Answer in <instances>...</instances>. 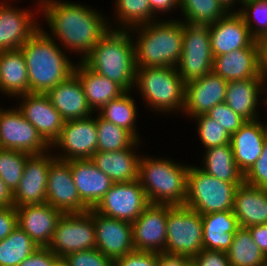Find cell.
I'll return each instance as SVG.
<instances>
[{"instance_id": "cell-1", "label": "cell", "mask_w": 267, "mask_h": 266, "mask_svg": "<svg viewBox=\"0 0 267 266\" xmlns=\"http://www.w3.org/2000/svg\"><path fill=\"white\" fill-rule=\"evenodd\" d=\"M41 1L51 32L69 49L84 53L83 59L110 28L100 13L83 4L59 0Z\"/></svg>"}, {"instance_id": "cell-2", "label": "cell", "mask_w": 267, "mask_h": 266, "mask_svg": "<svg viewBox=\"0 0 267 266\" xmlns=\"http://www.w3.org/2000/svg\"><path fill=\"white\" fill-rule=\"evenodd\" d=\"M20 49L26 61L29 93H46L74 73V63L42 28Z\"/></svg>"}, {"instance_id": "cell-3", "label": "cell", "mask_w": 267, "mask_h": 266, "mask_svg": "<svg viewBox=\"0 0 267 266\" xmlns=\"http://www.w3.org/2000/svg\"><path fill=\"white\" fill-rule=\"evenodd\" d=\"M130 37L126 29L108 30L81 61L95 73L130 91L135 84L137 68Z\"/></svg>"}, {"instance_id": "cell-4", "label": "cell", "mask_w": 267, "mask_h": 266, "mask_svg": "<svg viewBox=\"0 0 267 266\" xmlns=\"http://www.w3.org/2000/svg\"><path fill=\"white\" fill-rule=\"evenodd\" d=\"M180 21H158L137 26L140 29L137 44L134 41L137 68H177L183 48V22Z\"/></svg>"}, {"instance_id": "cell-5", "label": "cell", "mask_w": 267, "mask_h": 266, "mask_svg": "<svg viewBox=\"0 0 267 266\" xmlns=\"http://www.w3.org/2000/svg\"><path fill=\"white\" fill-rule=\"evenodd\" d=\"M189 166L171 160L140 158L138 180L151 204L184 205Z\"/></svg>"}, {"instance_id": "cell-6", "label": "cell", "mask_w": 267, "mask_h": 266, "mask_svg": "<svg viewBox=\"0 0 267 266\" xmlns=\"http://www.w3.org/2000/svg\"><path fill=\"white\" fill-rule=\"evenodd\" d=\"M135 83L146 103L148 102L147 105L156 111H174L176 108L184 110L185 83L177 68H136Z\"/></svg>"}, {"instance_id": "cell-7", "label": "cell", "mask_w": 267, "mask_h": 266, "mask_svg": "<svg viewBox=\"0 0 267 266\" xmlns=\"http://www.w3.org/2000/svg\"><path fill=\"white\" fill-rule=\"evenodd\" d=\"M242 183L219 180L197 167H189L185 206L200 215L233 210L234 195Z\"/></svg>"}, {"instance_id": "cell-8", "label": "cell", "mask_w": 267, "mask_h": 266, "mask_svg": "<svg viewBox=\"0 0 267 266\" xmlns=\"http://www.w3.org/2000/svg\"><path fill=\"white\" fill-rule=\"evenodd\" d=\"M203 249L201 215L185 205L171 206L167 212L165 251L194 257Z\"/></svg>"}, {"instance_id": "cell-9", "label": "cell", "mask_w": 267, "mask_h": 266, "mask_svg": "<svg viewBox=\"0 0 267 266\" xmlns=\"http://www.w3.org/2000/svg\"><path fill=\"white\" fill-rule=\"evenodd\" d=\"M213 58L209 25L183 22V48L177 71L184 83L211 73Z\"/></svg>"}, {"instance_id": "cell-10", "label": "cell", "mask_w": 267, "mask_h": 266, "mask_svg": "<svg viewBox=\"0 0 267 266\" xmlns=\"http://www.w3.org/2000/svg\"><path fill=\"white\" fill-rule=\"evenodd\" d=\"M48 248L59 258L72 252L96 248L93 209L85 213L62 214Z\"/></svg>"}, {"instance_id": "cell-11", "label": "cell", "mask_w": 267, "mask_h": 266, "mask_svg": "<svg viewBox=\"0 0 267 266\" xmlns=\"http://www.w3.org/2000/svg\"><path fill=\"white\" fill-rule=\"evenodd\" d=\"M149 204L146 192L137 179L114 183L94 210L103 216L133 223Z\"/></svg>"}, {"instance_id": "cell-12", "label": "cell", "mask_w": 267, "mask_h": 266, "mask_svg": "<svg viewBox=\"0 0 267 266\" xmlns=\"http://www.w3.org/2000/svg\"><path fill=\"white\" fill-rule=\"evenodd\" d=\"M0 148L42 154L46 153L50 145L18 109H1Z\"/></svg>"}, {"instance_id": "cell-13", "label": "cell", "mask_w": 267, "mask_h": 266, "mask_svg": "<svg viewBox=\"0 0 267 266\" xmlns=\"http://www.w3.org/2000/svg\"><path fill=\"white\" fill-rule=\"evenodd\" d=\"M46 203L63 214L85 213L90 209L81 200L73 182L70 160L55 159L48 172Z\"/></svg>"}, {"instance_id": "cell-14", "label": "cell", "mask_w": 267, "mask_h": 266, "mask_svg": "<svg viewBox=\"0 0 267 266\" xmlns=\"http://www.w3.org/2000/svg\"><path fill=\"white\" fill-rule=\"evenodd\" d=\"M98 132L96 118L68 120L64 122L59 137L53 142L56 147H61L62 154L57 159L69 161L73 159H90L97 152ZM66 154V155H65Z\"/></svg>"}, {"instance_id": "cell-15", "label": "cell", "mask_w": 267, "mask_h": 266, "mask_svg": "<svg viewBox=\"0 0 267 266\" xmlns=\"http://www.w3.org/2000/svg\"><path fill=\"white\" fill-rule=\"evenodd\" d=\"M170 204H149L132 223L133 244L136 251L165 250L167 212Z\"/></svg>"}, {"instance_id": "cell-16", "label": "cell", "mask_w": 267, "mask_h": 266, "mask_svg": "<svg viewBox=\"0 0 267 266\" xmlns=\"http://www.w3.org/2000/svg\"><path fill=\"white\" fill-rule=\"evenodd\" d=\"M55 159L47 152L27 158L22 178L13 192L14 207L46 203L48 172Z\"/></svg>"}, {"instance_id": "cell-17", "label": "cell", "mask_w": 267, "mask_h": 266, "mask_svg": "<svg viewBox=\"0 0 267 266\" xmlns=\"http://www.w3.org/2000/svg\"><path fill=\"white\" fill-rule=\"evenodd\" d=\"M96 249L114 261L135 250L132 223L99 214L93 209Z\"/></svg>"}, {"instance_id": "cell-18", "label": "cell", "mask_w": 267, "mask_h": 266, "mask_svg": "<svg viewBox=\"0 0 267 266\" xmlns=\"http://www.w3.org/2000/svg\"><path fill=\"white\" fill-rule=\"evenodd\" d=\"M20 97L23 103L18 110L51 146L59 137L65 120L45 93H27Z\"/></svg>"}, {"instance_id": "cell-19", "label": "cell", "mask_w": 267, "mask_h": 266, "mask_svg": "<svg viewBox=\"0 0 267 266\" xmlns=\"http://www.w3.org/2000/svg\"><path fill=\"white\" fill-rule=\"evenodd\" d=\"M228 81L213 72L185 83L186 114L193 117L206 114L214 106L225 102Z\"/></svg>"}, {"instance_id": "cell-20", "label": "cell", "mask_w": 267, "mask_h": 266, "mask_svg": "<svg viewBox=\"0 0 267 266\" xmlns=\"http://www.w3.org/2000/svg\"><path fill=\"white\" fill-rule=\"evenodd\" d=\"M209 34L213 56L247 48L255 41L244 19L236 11L228 12L217 22L209 25Z\"/></svg>"}, {"instance_id": "cell-21", "label": "cell", "mask_w": 267, "mask_h": 266, "mask_svg": "<svg viewBox=\"0 0 267 266\" xmlns=\"http://www.w3.org/2000/svg\"><path fill=\"white\" fill-rule=\"evenodd\" d=\"M17 223L38 247H48L62 212L48 203L16 207Z\"/></svg>"}, {"instance_id": "cell-22", "label": "cell", "mask_w": 267, "mask_h": 266, "mask_svg": "<svg viewBox=\"0 0 267 266\" xmlns=\"http://www.w3.org/2000/svg\"><path fill=\"white\" fill-rule=\"evenodd\" d=\"M70 167L81 200L94 209L114 182L91 159L70 160Z\"/></svg>"}, {"instance_id": "cell-23", "label": "cell", "mask_w": 267, "mask_h": 266, "mask_svg": "<svg viewBox=\"0 0 267 266\" xmlns=\"http://www.w3.org/2000/svg\"><path fill=\"white\" fill-rule=\"evenodd\" d=\"M257 120L246 121L230 139L235 163L244 175L260 157L267 137V126Z\"/></svg>"}, {"instance_id": "cell-24", "label": "cell", "mask_w": 267, "mask_h": 266, "mask_svg": "<svg viewBox=\"0 0 267 266\" xmlns=\"http://www.w3.org/2000/svg\"><path fill=\"white\" fill-rule=\"evenodd\" d=\"M260 71L256 40L247 48L213 58L212 72L228 82L260 77Z\"/></svg>"}, {"instance_id": "cell-25", "label": "cell", "mask_w": 267, "mask_h": 266, "mask_svg": "<svg viewBox=\"0 0 267 266\" xmlns=\"http://www.w3.org/2000/svg\"><path fill=\"white\" fill-rule=\"evenodd\" d=\"M45 94L65 121L87 118L94 113L88 105L80 80L75 73Z\"/></svg>"}, {"instance_id": "cell-26", "label": "cell", "mask_w": 267, "mask_h": 266, "mask_svg": "<svg viewBox=\"0 0 267 266\" xmlns=\"http://www.w3.org/2000/svg\"><path fill=\"white\" fill-rule=\"evenodd\" d=\"M31 12L0 4V51L20 49L40 28ZM34 20V21H33Z\"/></svg>"}, {"instance_id": "cell-27", "label": "cell", "mask_w": 267, "mask_h": 266, "mask_svg": "<svg viewBox=\"0 0 267 266\" xmlns=\"http://www.w3.org/2000/svg\"><path fill=\"white\" fill-rule=\"evenodd\" d=\"M233 213L241 228L267 224V189L240 184L234 195Z\"/></svg>"}, {"instance_id": "cell-28", "label": "cell", "mask_w": 267, "mask_h": 266, "mask_svg": "<svg viewBox=\"0 0 267 266\" xmlns=\"http://www.w3.org/2000/svg\"><path fill=\"white\" fill-rule=\"evenodd\" d=\"M137 143L138 140L131 147L119 151H97L90 159L114 183L135 181L138 179L139 161L141 157H138L133 152V147L137 146Z\"/></svg>"}, {"instance_id": "cell-29", "label": "cell", "mask_w": 267, "mask_h": 266, "mask_svg": "<svg viewBox=\"0 0 267 266\" xmlns=\"http://www.w3.org/2000/svg\"><path fill=\"white\" fill-rule=\"evenodd\" d=\"M201 218L204 249L227 252L240 228L233 210L204 214Z\"/></svg>"}, {"instance_id": "cell-30", "label": "cell", "mask_w": 267, "mask_h": 266, "mask_svg": "<svg viewBox=\"0 0 267 266\" xmlns=\"http://www.w3.org/2000/svg\"><path fill=\"white\" fill-rule=\"evenodd\" d=\"M74 73L80 80L87 102L92 111L100 110L110 100L122 95L125 90L116 82L100 76L88 68L81 60ZM94 108V109H93Z\"/></svg>"}, {"instance_id": "cell-31", "label": "cell", "mask_w": 267, "mask_h": 266, "mask_svg": "<svg viewBox=\"0 0 267 266\" xmlns=\"http://www.w3.org/2000/svg\"><path fill=\"white\" fill-rule=\"evenodd\" d=\"M0 90L11 96L29 93L28 71L21 49L0 51Z\"/></svg>"}, {"instance_id": "cell-32", "label": "cell", "mask_w": 267, "mask_h": 266, "mask_svg": "<svg viewBox=\"0 0 267 266\" xmlns=\"http://www.w3.org/2000/svg\"><path fill=\"white\" fill-rule=\"evenodd\" d=\"M261 78H247L229 81L226 88L225 103L246 121L256 120L258 95L263 93Z\"/></svg>"}, {"instance_id": "cell-33", "label": "cell", "mask_w": 267, "mask_h": 266, "mask_svg": "<svg viewBox=\"0 0 267 266\" xmlns=\"http://www.w3.org/2000/svg\"><path fill=\"white\" fill-rule=\"evenodd\" d=\"M203 163L205 167L200 169L219 180L230 183L244 182V174L235 163L230 143L206 149Z\"/></svg>"}, {"instance_id": "cell-34", "label": "cell", "mask_w": 267, "mask_h": 266, "mask_svg": "<svg viewBox=\"0 0 267 266\" xmlns=\"http://www.w3.org/2000/svg\"><path fill=\"white\" fill-rule=\"evenodd\" d=\"M228 262L234 266H263L266 255L255 244L247 228H239L234 234L229 250Z\"/></svg>"}, {"instance_id": "cell-35", "label": "cell", "mask_w": 267, "mask_h": 266, "mask_svg": "<svg viewBox=\"0 0 267 266\" xmlns=\"http://www.w3.org/2000/svg\"><path fill=\"white\" fill-rule=\"evenodd\" d=\"M128 93V94H127ZM133 98L129 96V91H125L119 97L110 100L99 111V116L106 121L130 132L137 140L139 136L135 129L136 106Z\"/></svg>"}, {"instance_id": "cell-36", "label": "cell", "mask_w": 267, "mask_h": 266, "mask_svg": "<svg viewBox=\"0 0 267 266\" xmlns=\"http://www.w3.org/2000/svg\"><path fill=\"white\" fill-rule=\"evenodd\" d=\"M37 248L29 235L17 226L9 236L0 241V266H18Z\"/></svg>"}, {"instance_id": "cell-37", "label": "cell", "mask_w": 267, "mask_h": 266, "mask_svg": "<svg viewBox=\"0 0 267 266\" xmlns=\"http://www.w3.org/2000/svg\"><path fill=\"white\" fill-rule=\"evenodd\" d=\"M179 7L185 22L200 25H211L229 12L219 0H180Z\"/></svg>"}, {"instance_id": "cell-38", "label": "cell", "mask_w": 267, "mask_h": 266, "mask_svg": "<svg viewBox=\"0 0 267 266\" xmlns=\"http://www.w3.org/2000/svg\"><path fill=\"white\" fill-rule=\"evenodd\" d=\"M98 132L97 151L114 152L131 147L137 139L125 129L106 121L98 115L96 118Z\"/></svg>"}, {"instance_id": "cell-39", "label": "cell", "mask_w": 267, "mask_h": 266, "mask_svg": "<svg viewBox=\"0 0 267 266\" xmlns=\"http://www.w3.org/2000/svg\"><path fill=\"white\" fill-rule=\"evenodd\" d=\"M30 155L19 150L0 148V178L12 193L18 187Z\"/></svg>"}, {"instance_id": "cell-40", "label": "cell", "mask_w": 267, "mask_h": 266, "mask_svg": "<svg viewBox=\"0 0 267 266\" xmlns=\"http://www.w3.org/2000/svg\"><path fill=\"white\" fill-rule=\"evenodd\" d=\"M117 18L124 26L120 30H125L126 27L133 26L136 28L140 25H145L153 21V12L150 8L149 0H116ZM152 18V19H151ZM152 20V21H151Z\"/></svg>"}, {"instance_id": "cell-41", "label": "cell", "mask_w": 267, "mask_h": 266, "mask_svg": "<svg viewBox=\"0 0 267 266\" xmlns=\"http://www.w3.org/2000/svg\"><path fill=\"white\" fill-rule=\"evenodd\" d=\"M243 6L244 8L242 9L241 7V10L237 12L244 19L252 37L255 40H258L261 36L267 33V0H249L243 3ZM256 18L259 19L257 20ZM255 20L257 21L256 27H254V24L252 25V21Z\"/></svg>"}, {"instance_id": "cell-42", "label": "cell", "mask_w": 267, "mask_h": 266, "mask_svg": "<svg viewBox=\"0 0 267 266\" xmlns=\"http://www.w3.org/2000/svg\"><path fill=\"white\" fill-rule=\"evenodd\" d=\"M198 119L199 137L206 149L230 143L231 135L206 114L194 117Z\"/></svg>"}, {"instance_id": "cell-43", "label": "cell", "mask_w": 267, "mask_h": 266, "mask_svg": "<svg viewBox=\"0 0 267 266\" xmlns=\"http://www.w3.org/2000/svg\"><path fill=\"white\" fill-rule=\"evenodd\" d=\"M64 261L68 266H115V261L94 249L72 252L66 255Z\"/></svg>"}, {"instance_id": "cell-44", "label": "cell", "mask_w": 267, "mask_h": 266, "mask_svg": "<svg viewBox=\"0 0 267 266\" xmlns=\"http://www.w3.org/2000/svg\"><path fill=\"white\" fill-rule=\"evenodd\" d=\"M206 115L220 124L230 135L234 134L246 120L234 112L225 102L219 103Z\"/></svg>"}, {"instance_id": "cell-45", "label": "cell", "mask_w": 267, "mask_h": 266, "mask_svg": "<svg viewBox=\"0 0 267 266\" xmlns=\"http://www.w3.org/2000/svg\"><path fill=\"white\" fill-rule=\"evenodd\" d=\"M244 182L249 185L267 189V137L262 153L252 168L244 175Z\"/></svg>"}, {"instance_id": "cell-46", "label": "cell", "mask_w": 267, "mask_h": 266, "mask_svg": "<svg viewBox=\"0 0 267 266\" xmlns=\"http://www.w3.org/2000/svg\"><path fill=\"white\" fill-rule=\"evenodd\" d=\"M115 266H159L156 252L136 251L115 260Z\"/></svg>"}, {"instance_id": "cell-47", "label": "cell", "mask_w": 267, "mask_h": 266, "mask_svg": "<svg viewBox=\"0 0 267 266\" xmlns=\"http://www.w3.org/2000/svg\"><path fill=\"white\" fill-rule=\"evenodd\" d=\"M59 259L48 247H38L18 266H53Z\"/></svg>"}, {"instance_id": "cell-48", "label": "cell", "mask_w": 267, "mask_h": 266, "mask_svg": "<svg viewBox=\"0 0 267 266\" xmlns=\"http://www.w3.org/2000/svg\"><path fill=\"white\" fill-rule=\"evenodd\" d=\"M197 266H228L226 252L203 249L198 255L192 257Z\"/></svg>"}, {"instance_id": "cell-49", "label": "cell", "mask_w": 267, "mask_h": 266, "mask_svg": "<svg viewBox=\"0 0 267 266\" xmlns=\"http://www.w3.org/2000/svg\"><path fill=\"white\" fill-rule=\"evenodd\" d=\"M17 226L16 207L0 208V241L9 236Z\"/></svg>"}, {"instance_id": "cell-50", "label": "cell", "mask_w": 267, "mask_h": 266, "mask_svg": "<svg viewBox=\"0 0 267 266\" xmlns=\"http://www.w3.org/2000/svg\"><path fill=\"white\" fill-rule=\"evenodd\" d=\"M156 258L159 266H183L190 258L186 254L173 253L168 251H157Z\"/></svg>"}, {"instance_id": "cell-51", "label": "cell", "mask_w": 267, "mask_h": 266, "mask_svg": "<svg viewBox=\"0 0 267 266\" xmlns=\"http://www.w3.org/2000/svg\"><path fill=\"white\" fill-rule=\"evenodd\" d=\"M252 239L267 257V224L253 225L247 228Z\"/></svg>"}, {"instance_id": "cell-52", "label": "cell", "mask_w": 267, "mask_h": 266, "mask_svg": "<svg viewBox=\"0 0 267 266\" xmlns=\"http://www.w3.org/2000/svg\"><path fill=\"white\" fill-rule=\"evenodd\" d=\"M180 0H149L150 2V8L154 15H156L157 11L161 12H167V10L170 11V9L173 7L179 6Z\"/></svg>"}, {"instance_id": "cell-53", "label": "cell", "mask_w": 267, "mask_h": 266, "mask_svg": "<svg viewBox=\"0 0 267 266\" xmlns=\"http://www.w3.org/2000/svg\"><path fill=\"white\" fill-rule=\"evenodd\" d=\"M14 206L13 193L0 178V208Z\"/></svg>"}, {"instance_id": "cell-54", "label": "cell", "mask_w": 267, "mask_h": 266, "mask_svg": "<svg viewBox=\"0 0 267 266\" xmlns=\"http://www.w3.org/2000/svg\"><path fill=\"white\" fill-rule=\"evenodd\" d=\"M257 41L260 69H267V33Z\"/></svg>"}, {"instance_id": "cell-55", "label": "cell", "mask_w": 267, "mask_h": 266, "mask_svg": "<svg viewBox=\"0 0 267 266\" xmlns=\"http://www.w3.org/2000/svg\"><path fill=\"white\" fill-rule=\"evenodd\" d=\"M219 1L221 2V4H222L228 11H230V9L232 8V6H234L233 3L236 2V0H219ZM237 1H239V2L241 3L240 0H237ZM231 5H232V6H231Z\"/></svg>"}, {"instance_id": "cell-56", "label": "cell", "mask_w": 267, "mask_h": 266, "mask_svg": "<svg viewBox=\"0 0 267 266\" xmlns=\"http://www.w3.org/2000/svg\"><path fill=\"white\" fill-rule=\"evenodd\" d=\"M260 70H261L260 71L261 85L263 86L264 81L267 80V69H260ZM265 102L267 104V98H266Z\"/></svg>"}, {"instance_id": "cell-57", "label": "cell", "mask_w": 267, "mask_h": 266, "mask_svg": "<svg viewBox=\"0 0 267 266\" xmlns=\"http://www.w3.org/2000/svg\"><path fill=\"white\" fill-rule=\"evenodd\" d=\"M183 266H197L196 261L190 257L184 264Z\"/></svg>"}, {"instance_id": "cell-58", "label": "cell", "mask_w": 267, "mask_h": 266, "mask_svg": "<svg viewBox=\"0 0 267 266\" xmlns=\"http://www.w3.org/2000/svg\"><path fill=\"white\" fill-rule=\"evenodd\" d=\"M53 266H68V264L64 261L63 258H59Z\"/></svg>"}, {"instance_id": "cell-59", "label": "cell", "mask_w": 267, "mask_h": 266, "mask_svg": "<svg viewBox=\"0 0 267 266\" xmlns=\"http://www.w3.org/2000/svg\"><path fill=\"white\" fill-rule=\"evenodd\" d=\"M246 1H249V0H241V3L243 4V3H245Z\"/></svg>"}]
</instances>
